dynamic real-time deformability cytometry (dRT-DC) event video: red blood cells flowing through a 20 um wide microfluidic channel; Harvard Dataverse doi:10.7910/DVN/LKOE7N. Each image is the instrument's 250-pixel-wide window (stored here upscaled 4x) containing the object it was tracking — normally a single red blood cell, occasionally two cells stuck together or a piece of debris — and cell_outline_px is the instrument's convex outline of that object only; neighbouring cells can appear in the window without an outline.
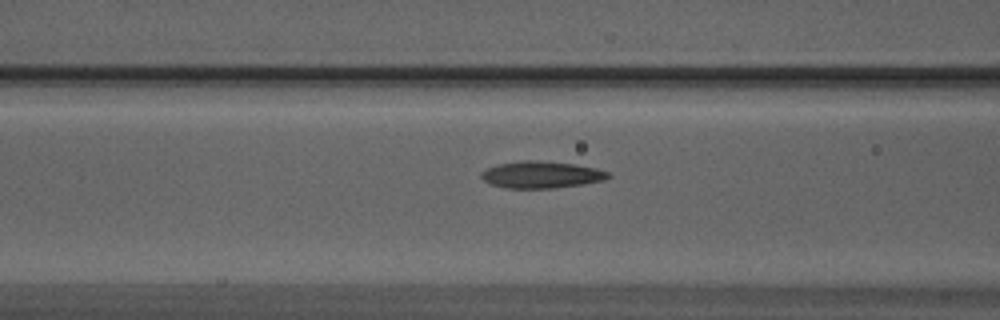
{"species": "Egyptian fruit bat (a non-hibernating species)", "species_latin": "Rousettus aegyptiacus", "temperature_condition": "warm", "stored_images_in_passage": 27, "camera_frame_rate_fps": 3000, "um_per_image_px": 0.085, "animal": {"sex": "male"}, "frame": {"image": 1, "passage_image": 9, "time_ms": 2.667, "image_size_px": [1000, 320], "cell_outline_px": [[612, 176], [604, 180], [584, 184], [556, 188], [504, 188], [488, 184], [480, 176], [480, 172], [488, 168], [500, 164], [524, 160], [532, 160], [572, 164], [596, 168], [608, 172]], "centroid_in_image_um": [46.0, 14.86], "position_along_channel_um": 120.6, "area_um2": 19.83}}
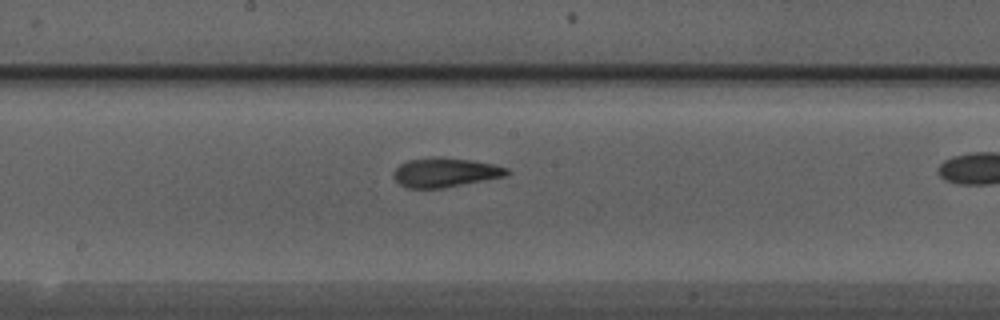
{"frame": {"image": 2, "passage_image": 15, "time_ms": 4.667, "image_size_px": [1000, 320], "cell_outline_px": [[512, 172], [508, 176], [444, 188], [408, 188], [400, 184], [396, 180], [392, 172], [400, 164], [408, 160], [432, 156], [440, 156], [468, 160], [492, 164], [508, 168]], "centroid_in_image_um": [37.86, 14.65], "position_along_channel_um": 210.3, "area_um2": 19.54}}
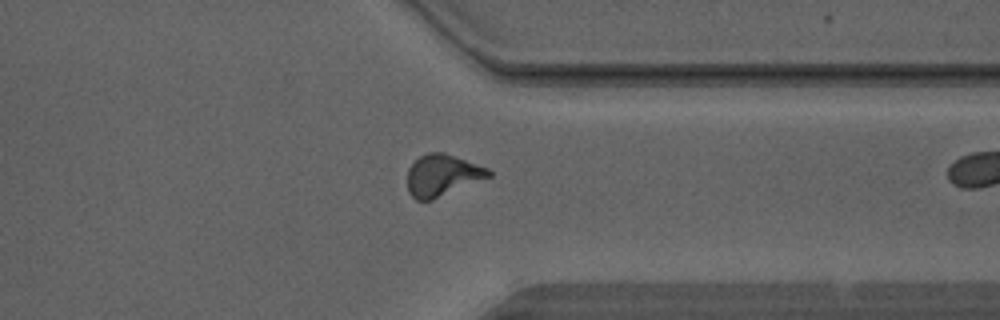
{"frame": {"image": 3, "passage_image": 26, "time_ms": 8.333, "image_size_px": [1000, 320], "cell_outline_px": [[492, 176], [432, 200], [416, 200], [408, 192], [408, 168], [420, 156], [428, 152], [444, 152], [488, 168], [492, 172]], "centroid_in_image_um": [37.6, 14.9], "position_along_channel_um": 373.8, "area_um2": 19.65}}